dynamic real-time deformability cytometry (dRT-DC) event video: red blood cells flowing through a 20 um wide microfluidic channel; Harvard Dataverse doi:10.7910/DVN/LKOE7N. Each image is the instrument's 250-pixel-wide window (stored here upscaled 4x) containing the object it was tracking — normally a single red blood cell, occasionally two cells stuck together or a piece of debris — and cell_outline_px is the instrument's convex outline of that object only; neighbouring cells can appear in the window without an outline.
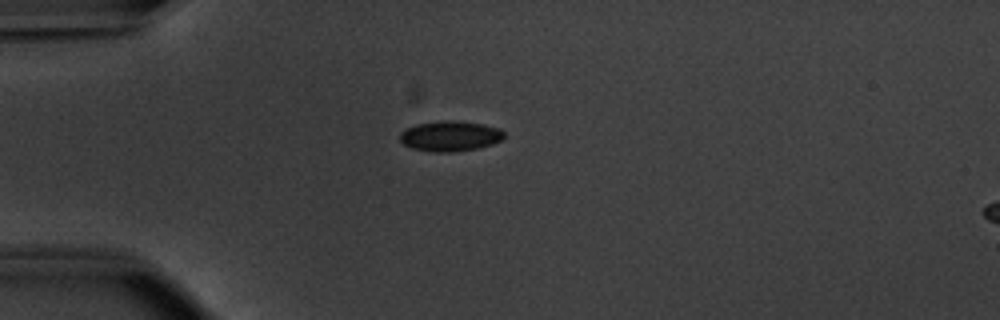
{"species": "common noctule bat (a hibernating species)", "species_latin": "Nyctalus noctula", "temperature_condition": "warm", "stored_images_in_passage": 5, "segment_of_instrument_passage": [1, 2], "camera_frame_rate_fps": 3000, "um_per_image_px": 0.085, "animal": {"sex": "male", "body_mass_g": 20.1, "forearm_length_mm": 53.5}, "frame": {"image": 1, "passage_image": 1, "time_ms": 0.0, "image_size_px": [1000, 320], "cell_outline_px": [[504, 136], [500, 140], [492, 144], [476, 148], [452, 152], [432, 152], [412, 148], [404, 144], [400, 140], [400, 132], [416, 124], [448, 120], [452, 120], [484, 124], [500, 128], [504, 132]], "centroid_in_image_um": [38.26, 11.56], "position_along_channel_um": 46.7, "area_um2": 18.26}}